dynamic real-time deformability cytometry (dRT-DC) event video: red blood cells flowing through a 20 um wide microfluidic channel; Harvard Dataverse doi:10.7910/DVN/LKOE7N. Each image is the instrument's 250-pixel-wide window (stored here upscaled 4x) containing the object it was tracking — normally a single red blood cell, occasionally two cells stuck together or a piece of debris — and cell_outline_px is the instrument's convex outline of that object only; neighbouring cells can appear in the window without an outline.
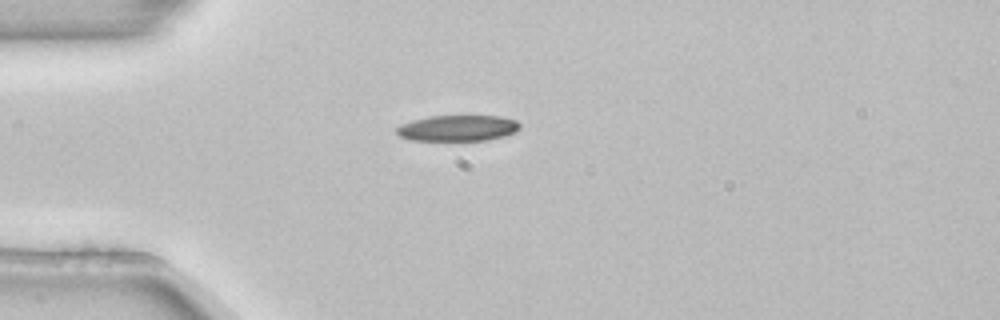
{"species": "common noctule bat (a hibernating species)", "species_latin": "Nyctalus noctula", "temperature_condition": "room temperature", "stored_images_in_passage": 1, "camera_frame_rate_fps": 3000, "um_per_image_px": 0.085, "animal": {"sex": "female", "body_mass_g": 22.7, "forearm_length_mm": 54.2}, "frame": {"image": 1, "passage_image": 1, "time_ms": 0.0, "image_size_px": [1000, 320], "cell_outline_px": [[520, 128], [516, 132], [504, 136], [488, 140], [412, 140], [400, 136], [396, 132], [396, 128], [400, 124], [412, 120], [428, 116], [500, 116], [516, 120], [520, 124]], "centroid_in_image_um": [38.92, 10.88], "position_along_channel_um": 46.1, "area_um2": 18.67}}